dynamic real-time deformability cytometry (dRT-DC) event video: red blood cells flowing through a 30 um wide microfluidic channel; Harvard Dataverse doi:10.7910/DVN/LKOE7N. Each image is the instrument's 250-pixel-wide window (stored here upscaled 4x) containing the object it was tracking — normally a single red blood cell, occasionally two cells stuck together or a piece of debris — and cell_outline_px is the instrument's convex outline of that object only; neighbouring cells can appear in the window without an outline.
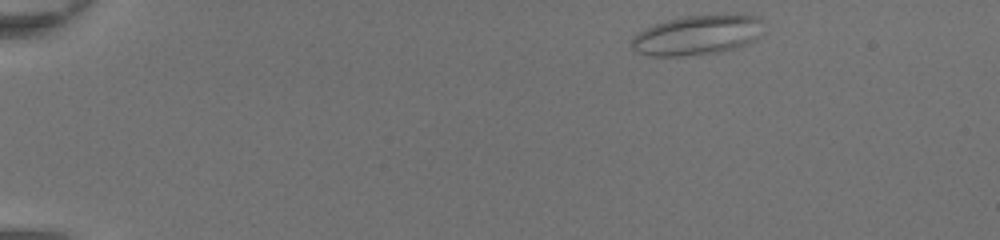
{"species": "common noctule bat (a hibernating species)", "species_latin": "Nyctalus noctula", "temperature_condition": "room temperature", "stored_images_in_passage": 42, "camera_frame_rate_fps": 3000, "um_per_image_px": 0.085, "animal": {"sex": "female", "body_mass_g": 20.0, "forearm_length_mm": 54.0}, "frame": {"image": 1, "passage_image": 1, "time_ms": 0.0, "image_size_px": [1000, 240], "cell_outline_px": [[764, 32], [756, 40], [748, 44], [736, 48], [720, 52], [680, 56], [648, 56], [636, 52], [632, 48], [632, 36], [644, 28], [668, 20], [684, 16], [736, 12], [760, 16]], "centroid_in_image_um": [59.35, 2.95], "position_along_channel_um": 25.6, "area_um2": 31.56}}
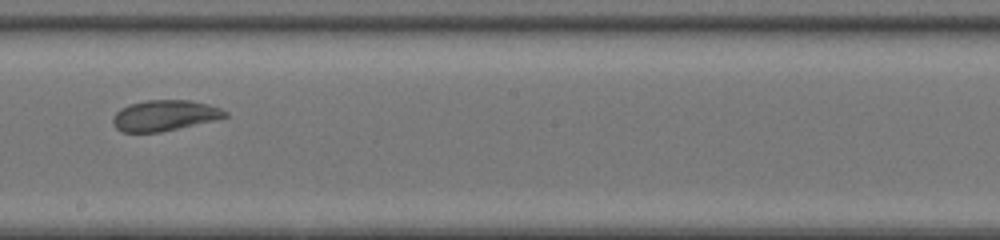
{"frame": {"image": 2, "passage_image": 23, "time_ms": 7.333, "image_size_px": [1000, 240], "cell_outline_px": [[228, 116], [216, 120], [160, 132], [124, 132], [116, 128], [112, 124], [112, 116], [120, 108], [128, 104], [148, 100], [192, 100], [208, 104], [220, 108], [228, 112]], "centroid_in_image_um": [13.98, 9.81], "position_along_channel_um": 234.2, "area_um2": 20.23}}
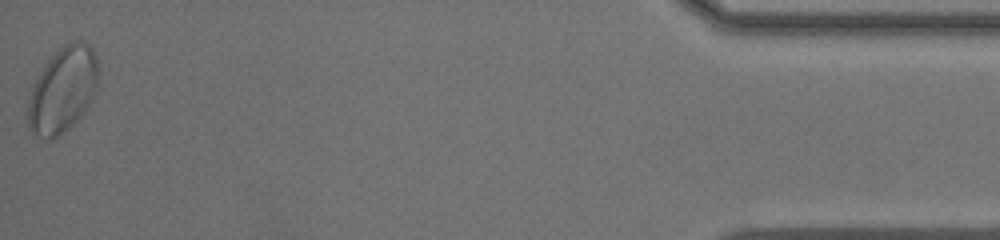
{"frame": {"image": 3, "passage_image": 42, "time_ms": 13.667, "image_size_px": [1000, 240], "cell_outline_px": [[96, 84], [92, 96], [88, 104], [80, 116], [60, 136], [48, 140], [36, 136], [28, 128], [28, 100], [32, 88], [40, 72], [48, 60], [64, 44], [72, 40], [80, 40], [88, 44], [92, 48], [96, 56]], "centroid_in_image_um": [5.3, 7.65], "position_along_channel_um": 429.9, "area_um2": 34.45}, "authors_computed_cell_mechanics": {"area_um2": 23.0911, "velocity_mm_per_s": 4.3542, "shape_relaxation_time_tau1_ms": null, "shape_relaxation_time_tau2_ms": 1.5729, "deformation_change_tau1": null, "deformation_change_tau2": 0.0739}}